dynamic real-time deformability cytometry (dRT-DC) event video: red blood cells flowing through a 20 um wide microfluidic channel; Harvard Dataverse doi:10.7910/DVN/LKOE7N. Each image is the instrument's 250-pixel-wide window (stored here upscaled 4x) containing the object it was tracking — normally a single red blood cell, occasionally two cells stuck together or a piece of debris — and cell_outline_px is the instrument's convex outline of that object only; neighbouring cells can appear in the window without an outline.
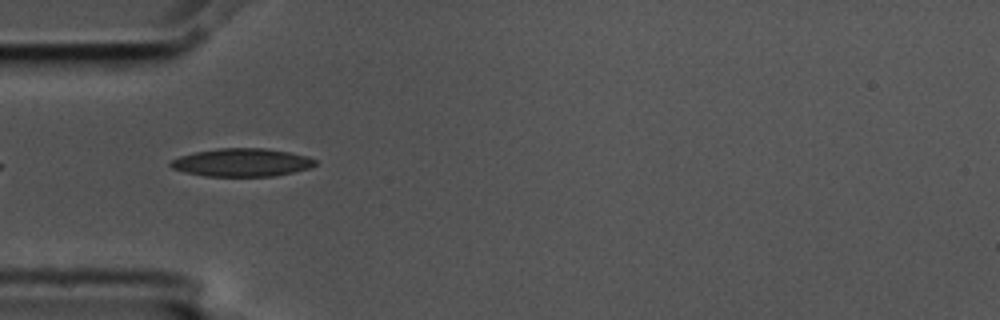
{"species": "common noctule bat (a hibernating species)", "species_latin": "Nyctalus noctula", "temperature_condition": "cold", "stored_images_in_passage": 4, "camera_frame_rate_fps": 3000, "um_per_image_px": 0.085, "animal": {"sex": "male", "body_mass_g": 17.5, "forearm_length_mm": 52.3}, "frame": {"image": 1, "passage_image": 4, "time_ms": 1.0, "image_size_px": [1000, 320], "cell_outline_px": [[316, 164], [308, 168], [292, 172], [272, 176], [204, 176], [184, 172], [172, 168], [168, 164], [172, 160], [180, 156], [196, 152], [220, 148], [264, 148], [288, 152], [308, 156], [316, 160]], "centroid_in_image_um": [20.54, 13.81], "position_along_channel_um": 64.5, "area_um2": 23.47}}